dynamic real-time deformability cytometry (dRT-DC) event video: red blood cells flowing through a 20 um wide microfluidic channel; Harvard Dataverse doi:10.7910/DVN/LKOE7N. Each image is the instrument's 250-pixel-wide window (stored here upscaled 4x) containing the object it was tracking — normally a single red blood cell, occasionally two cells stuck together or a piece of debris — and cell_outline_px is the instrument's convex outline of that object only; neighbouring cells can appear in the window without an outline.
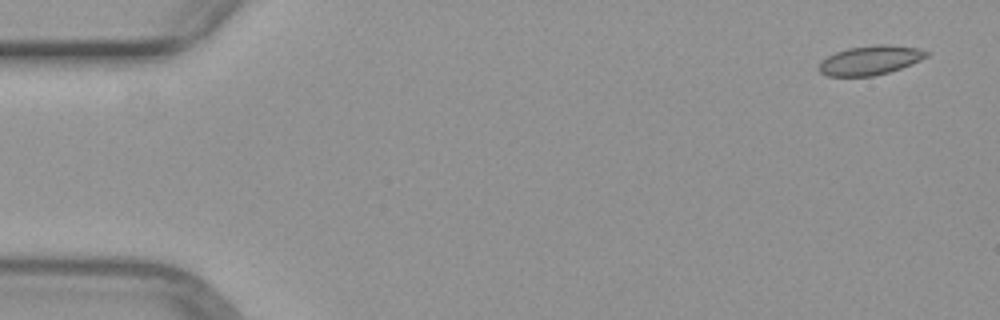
{"species": "common noctule bat (a hibernating species)", "species_latin": "Nyctalus noctula", "temperature_condition": "warm", "stored_images_in_passage": 8, "camera_frame_rate_fps": 3000, "um_per_image_px": 0.085, "animal": {"sex": "female", "body_mass_g": 29.2, "forearm_length_mm": 56.3}, "frame": {"image": 1, "passage_image": 1, "time_ms": 0.0, "image_size_px": [1000, 320], "cell_outline_px": [[928, 56], [912, 64], [888, 72], [872, 76], [828, 76], [820, 72], [820, 60], [836, 52], [848, 48], [876, 44], [888, 44], [916, 48], [928, 52]], "centroid_in_image_um": [73.96, 5.11], "position_along_channel_um": 11.0, "area_um2": 18.15}}